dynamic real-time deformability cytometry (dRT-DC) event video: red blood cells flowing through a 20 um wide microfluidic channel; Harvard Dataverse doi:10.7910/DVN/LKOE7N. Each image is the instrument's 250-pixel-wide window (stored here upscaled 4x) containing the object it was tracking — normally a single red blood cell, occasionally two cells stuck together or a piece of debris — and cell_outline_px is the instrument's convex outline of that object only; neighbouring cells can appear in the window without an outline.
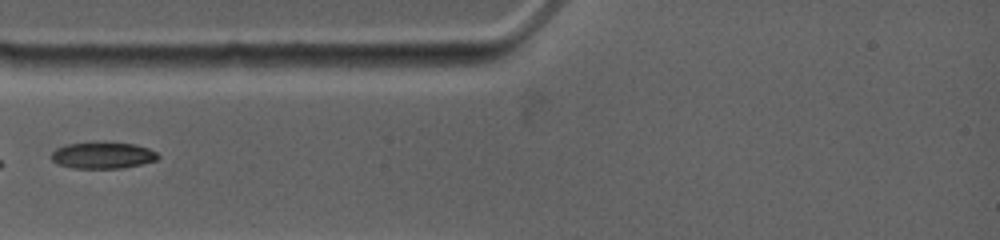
{"species": "common noctule bat (a hibernating species)", "species_latin": "Nyctalus noctula", "temperature_condition": "warm", "stored_images_in_passage": 10, "camera_frame_rate_fps": 4500, "um_per_image_px": 0.085, "animal": {"sex": "female", "body_mass_g": 19.0, "forearm_length_mm": 53.3}, "frame": {"image": 1, "passage_image": 1, "time_ms": 0.0, "image_size_px": [1000, 240], "cell_outline_px": [[160, 156], [156, 160], [124, 168], [72, 168], [56, 164], [52, 160], [52, 152], [56, 148], [64, 144], [136, 144], [148, 148], [156, 152]], "centroid_in_image_um": [8.72, 13.23], "position_along_channel_um": 76.3, "area_um2": 16.01}}
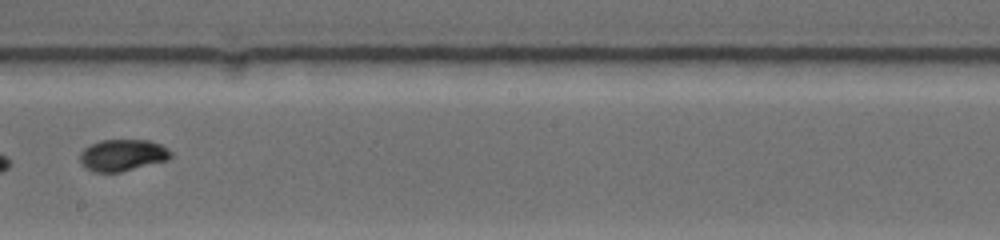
{"frame": {"image": 2, "passage_image": 5, "time_ms": 4.222, "image_size_px": [1000, 240], "cell_outline_px": [[172, 156], [168, 160], [120, 172], [92, 172], [80, 164], [80, 152], [84, 148], [100, 140], [152, 140], [168, 148], [172, 152]], "centroid_in_image_um": [10.42, 13.19], "position_along_channel_um": 237.8, "area_um2": 16.94}}
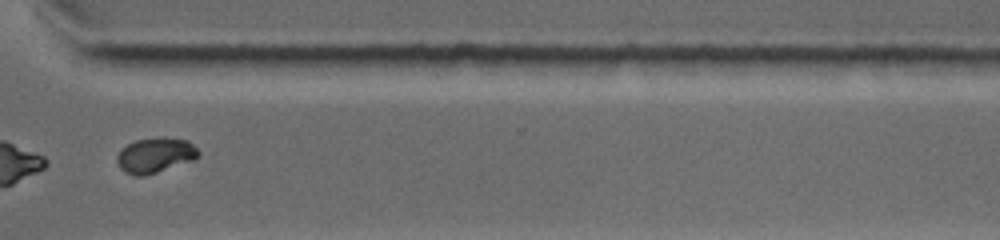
{"frame": {"image": 3, "passage_image": 8, "time_ms": 7.333, "image_size_px": [1000, 240], "cell_outline_px": [[200, 156], [192, 160], [144, 176], [136, 176], [124, 172], [120, 168], [116, 160], [116, 156], [120, 148], [136, 140], [188, 140], [200, 152]], "centroid_in_image_um": [13.14, 13.24], "position_along_channel_um": 357.5, "area_um2": 16.01}}